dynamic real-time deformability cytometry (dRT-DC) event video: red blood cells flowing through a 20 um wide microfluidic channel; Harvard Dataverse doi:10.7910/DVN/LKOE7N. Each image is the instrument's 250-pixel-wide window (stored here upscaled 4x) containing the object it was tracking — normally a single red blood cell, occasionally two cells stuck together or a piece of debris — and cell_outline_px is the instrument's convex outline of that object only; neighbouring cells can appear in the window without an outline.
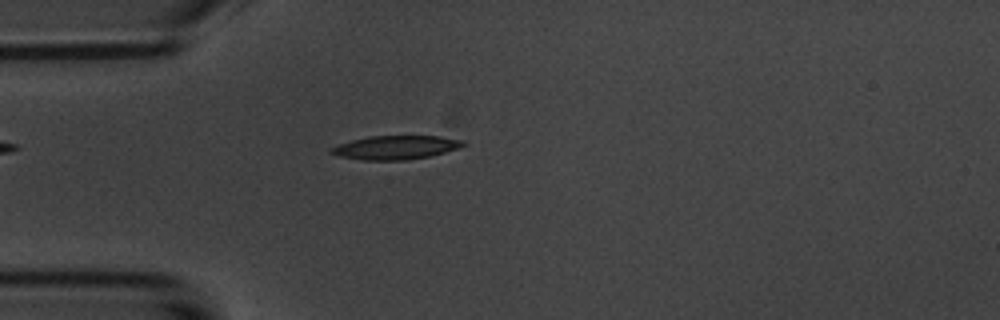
{"species": "common noctule bat (a hibernating species)", "species_latin": "Nyctalus noctula", "temperature_condition": "room temperature", "stored_images_in_passage": 2, "camera_frame_rate_fps": 3000, "um_per_image_px": 0.085, "animal": {"sex": "male", "body_mass_g": 20.1, "forearm_length_mm": 53.5}, "frame": {"image": 1, "passage_image": 2, "time_ms": 1.333, "image_size_px": [1000, 320], "cell_outline_px": [[468, 144], [444, 152], [428, 156], [408, 160], [364, 160], [336, 156], [328, 152], [332, 148], [340, 144], [352, 140], [368, 136], [440, 136], [464, 140]], "centroid_in_image_um": [33.62, 12.53], "position_along_channel_um": 51.4, "area_um2": 18.21}}